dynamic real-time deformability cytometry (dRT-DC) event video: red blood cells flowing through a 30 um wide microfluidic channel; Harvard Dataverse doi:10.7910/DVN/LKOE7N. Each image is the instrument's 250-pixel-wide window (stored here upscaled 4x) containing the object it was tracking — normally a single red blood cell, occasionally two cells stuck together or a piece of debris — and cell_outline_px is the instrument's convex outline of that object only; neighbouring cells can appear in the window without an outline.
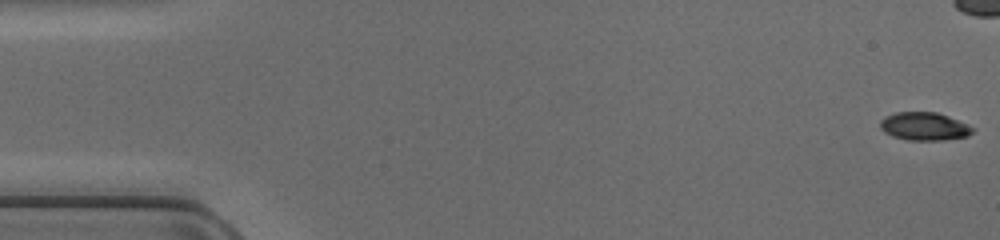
{"species": "common noctule bat (a hibernating species)", "species_latin": "Nyctalus noctula", "temperature_condition": "cold", "stored_images_in_passage": 48, "camera_frame_rate_fps": 3000, "um_per_image_px": 0.085, "animal": {"sex": "female", "body_mass_g": 17.0, "forearm_length_mm": 48.0}, "frame": {"image": 1, "passage_image": 1, "time_ms": 0.0, "image_size_px": [1000, 240], "cell_outline_px": [[976, 128], [968, 136], [944, 140], [908, 140], [892, 136], [884, 132], [880, 128], [880, 120], [884, 116], [896, 112], [936, 112], [948, 116], [968, 124]], "centroid_in_image_um": [78.56, 10.74], "position_along_channel_um": 6.4, "area_um2": 15.26}}
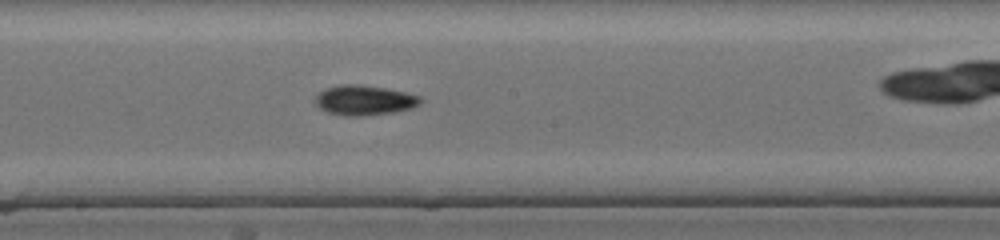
{"frame": {"image": 2, "passage_image": 26, "time_ms": 8.333, "image_size_px": [1000, 240], "cell_outline_px": [[424, 100], [420, 104], [412, 108], [392, 112], [360, 116], [348, 116], [328, 112], [320, 108], [316, 104], [316, 96], [324, 88], [340, 84], [356, 84], [384, 88], [404, 92], [420, 96]], "centroid_in_image_um": [30.98, 8.51], "position_along_channel_um": 217.2, "area_um2": 18.21}}
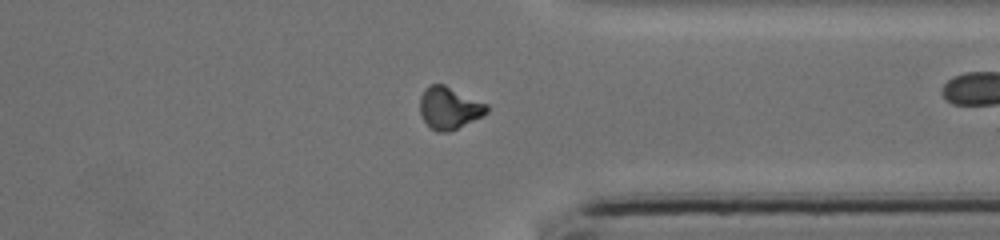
{"frame": {"image": 3, "passage_image": 37, "time_ms": 12.0, "image_size_px": [1000, 240], "cell_outline_px": [[488, 112], [484, 116], [448, 132], [436, 132], [424, 120], [420, 112], [420, 96], [424, 88], [428, 84], [444, 84], [488, 104]], "centroid_in_image_um": [38.19, 9.16], "position_along_channel_um": 373.2, "area_um2": 16.53}}